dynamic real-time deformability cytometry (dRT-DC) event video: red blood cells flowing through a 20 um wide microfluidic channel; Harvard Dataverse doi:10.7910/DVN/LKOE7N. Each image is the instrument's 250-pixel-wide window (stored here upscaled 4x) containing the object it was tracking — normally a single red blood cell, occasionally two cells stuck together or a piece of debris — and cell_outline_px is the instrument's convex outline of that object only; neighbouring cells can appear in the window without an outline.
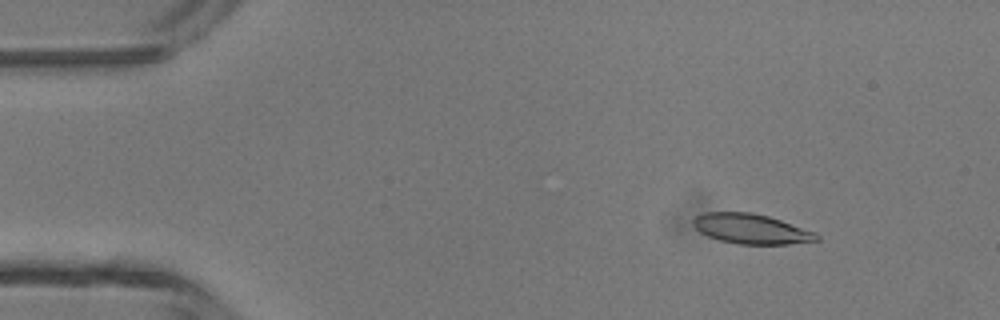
{"species": "common noctule bat (a hibernating species)", "species_latin": "Nyctalus noctula", "temperature_condition": "room temperature", "stored_images_in_passage": 47, "camera_frame_rate_fps": 3000, "um_per_image_px": 0.085, "animal": {"sex": "male", "body_mass_g": 13.3}, "frame": {"image": 1, "passage_image": 6, "time_ms": 1.667, "image_size_px": [1000, 320], "cell_outline_px": [[820, 240], [788, 244], [740, 244], [720, 240], [708, 236], [700, 232], [692, 224], [692, 220], [696, 216], [704, 212], [752, 212], [768, 216], [816, 232], [820, 236]], "centroid_in_image_um": [63.85, 19.45], "position_along_channel_um": 21.1, "area_um2": 21.5}}
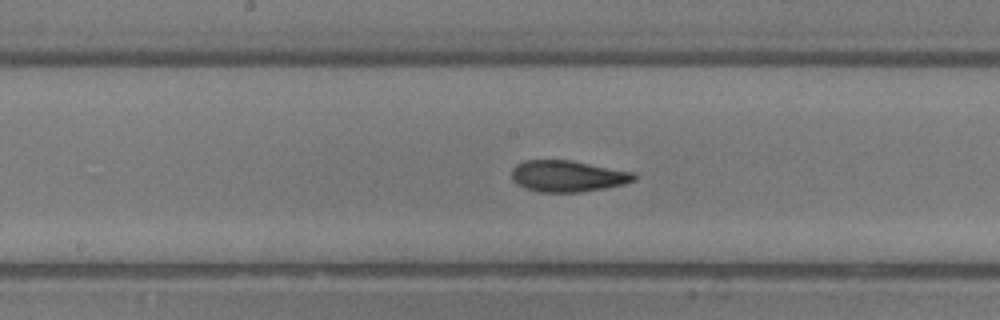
{"frame": {"image": 2, "passage_image": 24, "time_ms": 7.667, "image_size_px": [1000, 320], "cell_outline_px": [[636, 180], [624, 184], [604, 188], [580, 192], [540, 192], [524, 188], [516, 184], [512, 180], [512, 168], [516, 164], [524, 160], [568, 160], [636, 172]], "centroid_in_image_um": [48.24, 14.97], "position_along_channel_um": 200.0, "area_um2": 22.48}}
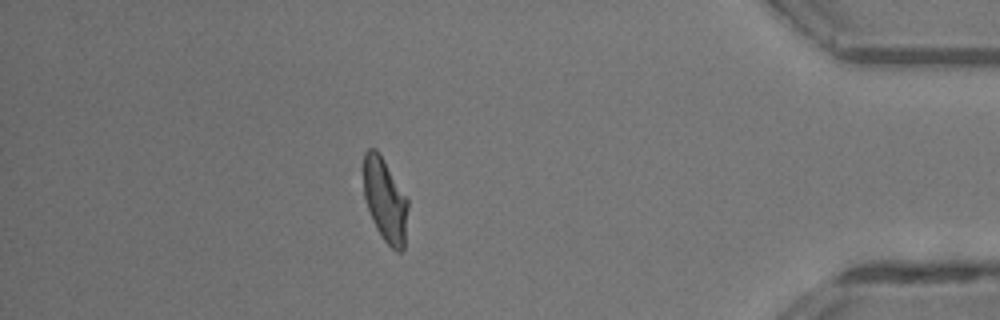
{"frame": {"image": 3, "passage_image": 41, "time_ms": 13.333, "image_size_px": [1000, 320], "cell_outline_px": [[408, 208], [404, 248], [400, 252], [396, 252], [384, 240], [376, 228], [372, 220], [364, 196], [364, 152], [368, 148], [376, 148], [384, 160], [408, 200]], "centroid_in_image_um": [32.73, 17.02], "position_along_channel_um": 402.5, "area_um2": 21.44}, "authors_computed_cell_mechanics": {"area_um2": 22.1374, "velocity_mm_per_s": 4.3851, "shape_relaxation_time_tau1_ms": 5.6912, "shape_relaxation_time_tau2_ms": 2.1949, "deformation_change_tau1": 0.1861, "deformation_change_tau2": 0.0932}}